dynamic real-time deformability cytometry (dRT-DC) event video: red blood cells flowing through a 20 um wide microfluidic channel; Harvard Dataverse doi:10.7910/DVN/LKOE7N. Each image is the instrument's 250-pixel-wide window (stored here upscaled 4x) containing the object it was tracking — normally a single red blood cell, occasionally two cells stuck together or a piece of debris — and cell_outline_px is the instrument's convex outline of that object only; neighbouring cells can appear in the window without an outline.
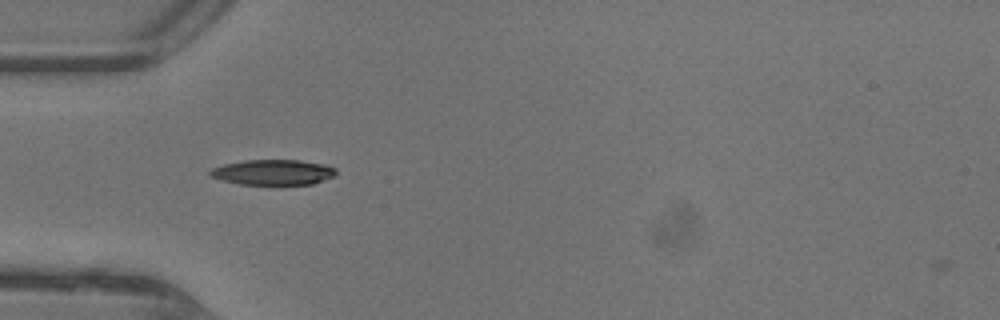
{"species": "common noctule bat (a hibernating species)", "species_latin": "Nyctalus noctula", "temperature_condition": "warm", "stored_images_in_passage": 33, "camera_frame_rate_fps": 3000, "um_per_image_px": 0.085, "animal": {"sex": "female"}, "frame": {"image": 1, "passage_image": 1, "time_ms": 0.0, "image_size_px": [1000, 320], "cell_outline_px": [[336, 176], [312, 184], [240, 184], [224, 180], [212, 176], [208, 172], [212, 168], [224, 164], [244, 160], [300, 160], [324, 164], [336, 168]], "centroid_in_image_um": [23.26, 14.63], "position_along_channel_um": 61.7, "area_um2": 18.5}}
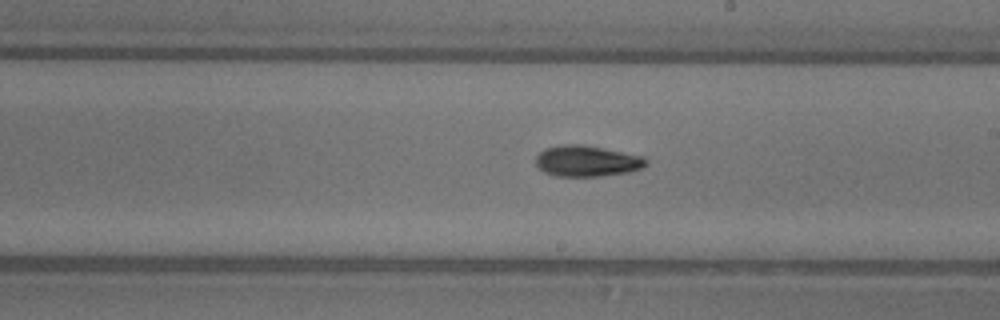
{"frame": {"image": 2, "passage_image": 13, "time_ms": 4.0, "image_size_px": [1000, 320], "cell_outline_px": [[648, 164], [644, 168], [628, 172], [600, 176], [556, 176], [544, 172], [536, 164], [536, 156], [544, 148], [560, 144], [584, 144], [644, 156], [648, 160]], "centroid_in_image_um": [49.91, 13.67], "position_along_channel_um": 239.1, "area_um2": 20.17}}
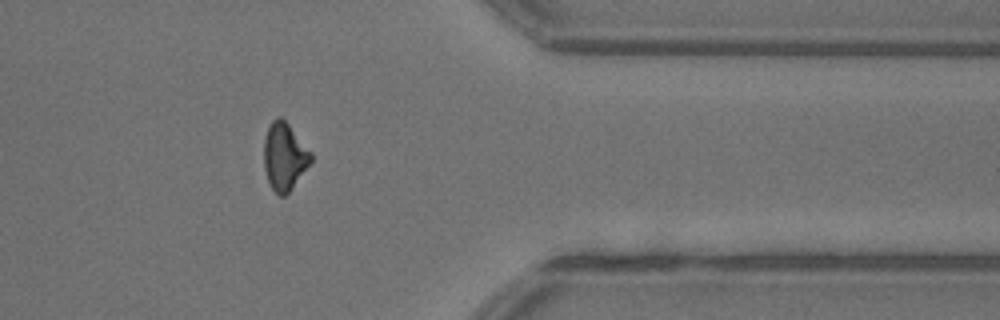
{"frame": {"image": 3, "passage_image": 24, "time_ms": 7.667, "image_size_px": [1000, 320], "cell_outline_px": [[312, 160], [288, 192], [284, 196], [280, 196], [272, 188], [268, 180], [264, 168], [264, 140], [268, 128], [272, 120], [276, 116], [280, 116], [288, 124], [312, 152]], "centroid_in_image_um": [24.16, 13.27], "position_along_channel_um": 387.2, "area_um2": 18.15}, "authors_computed_cell_mechanics": {"area_um2": 18.6116, "velocity_mm_per_s": 4.4815, "shape_relaxation_time_tau1_ms": 3.0203, "shape_relaxation_time_tau2_ms": 3.918, "deformation_change_tau1": 0.1417, "deformation_change_tau2": 0.1157}}